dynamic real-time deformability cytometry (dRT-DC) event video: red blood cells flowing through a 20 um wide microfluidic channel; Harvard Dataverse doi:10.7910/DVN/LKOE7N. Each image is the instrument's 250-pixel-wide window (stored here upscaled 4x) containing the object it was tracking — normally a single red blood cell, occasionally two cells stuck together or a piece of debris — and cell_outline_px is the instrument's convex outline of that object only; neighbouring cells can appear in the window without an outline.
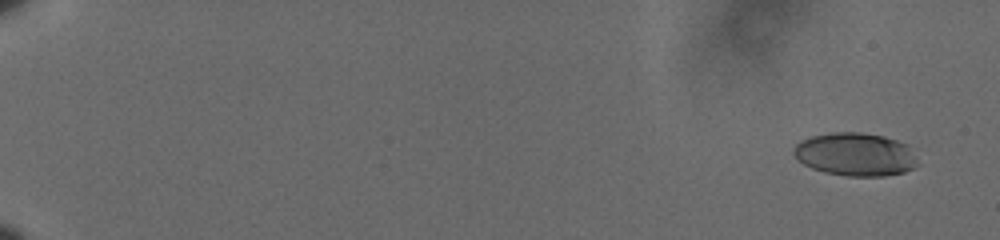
{"species": "human", "species_latin": "Homo sapiens", "temperature_condition": "cold", "stored_images_in_passage": 12, "camera_frame_rate_fps": 3000, "um_per_image_px": 0.085, "donor": {"sex": "male"}, "frame": {"image": 1, "passage_image": 2, "time_ms": 0.333, "image_size_px": [1000, 240], "cell_outline_px": [[920, 164], [904, 172], [884, 176], [848, 176], [824, 172], [812, 168], [796, 160], [792, 152], [792, 148], [800, 140], [812, 136], [832, 132], [860, 132], [884, 136], [908, 144]], "centroid_in_image_um": [72.69, 13.12], "position_along_channel_um": 12.3, "area_um2": 31.5}}
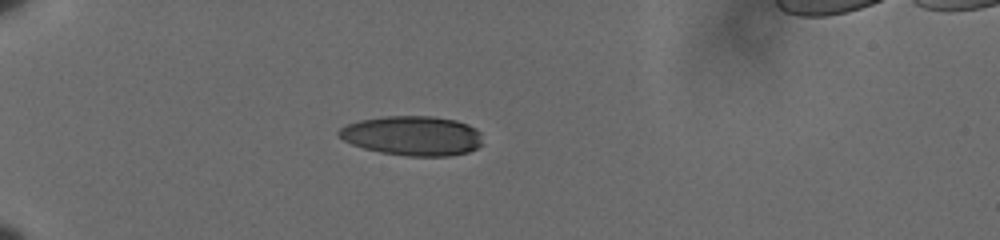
{"frame": {"image": 2, "passage_image": 9, "time_ms": 2.667, "image_size_px": [1000, 240], "cell_outline_px": [[480, 144], [476, 148], [468, 152], [448, 156], [408, 156], [380, 152], [364, 148], [352, 144], [344, 140], [336, 132], [340, 128], [348, 124], [360, 120], [384, 116], [432, 116], [456, 120], [468, 124], [476, 128], [480, 132]], "centroid_in_image_um": [35.06, 11.53], "position_along_channel_um": 49.9, "area_um2": 33.06}}
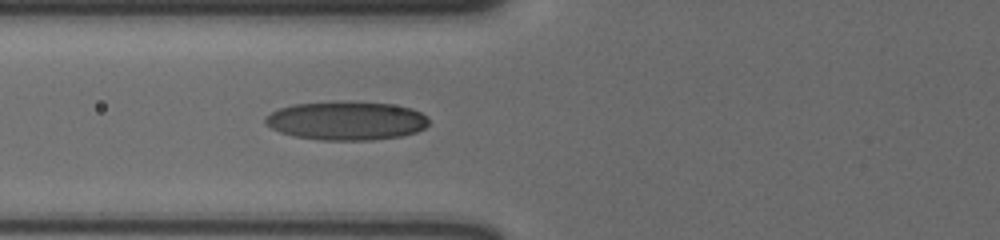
{"frame": {"image": 3, "passage_image": 12, "time_ms": 3.667, "image_size_px": [1000, 240], "cell_outline_px": [[428, 124], [424, 128], [416, 132], [400, 136], [372, 140], [320, 140], [296, 136], [280, 132], [272, 128], [264, 120], [272, 112], [280, 108], [292, 104], [332, 100], [340, 100], [392, 104], [412, 108], [428, 116]], "centroid_in_image_um": [29.47, 10.24], "position_along_channel_um": 96.3, "area_um2": 37.17}}